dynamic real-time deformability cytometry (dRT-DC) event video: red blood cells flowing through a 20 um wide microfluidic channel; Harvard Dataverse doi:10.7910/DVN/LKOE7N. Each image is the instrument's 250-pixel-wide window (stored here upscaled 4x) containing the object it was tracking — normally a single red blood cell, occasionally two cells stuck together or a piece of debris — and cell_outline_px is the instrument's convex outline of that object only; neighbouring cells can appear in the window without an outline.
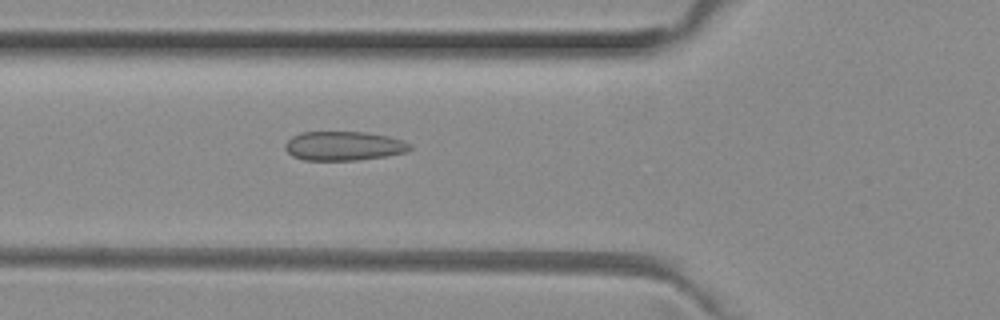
{"species": "common noctule bat (a hibernating species)", "species_latin": "Nyctalus noctula", "temperature_condition": "room temperature", "stored_images_in_passage": 23, "camera_frame_rate_fps": 3000, "um_per_image_px": 0.085, "animal": {"sex": "female", "body_mass_g": 29.2, "forearm_length_mm": 56.3}, "frame": {"image": 1, "passage_image": 4, "time_ms": 1.0, "image_size_px": [1000, 320], "cell_outline_px": [[412, 148], [404, 152], [384, 156], [356, 160], [304, 160], [292, 156], [284, 148], [284, 144], [292, 136], [300, 132], [364, 132], [388, 136], [404, 140], [412, 144]], "centroid_in_image_um": [29.2, 12.4], "position_along_channel_um": 96.6, "area_um2": 21.21}}
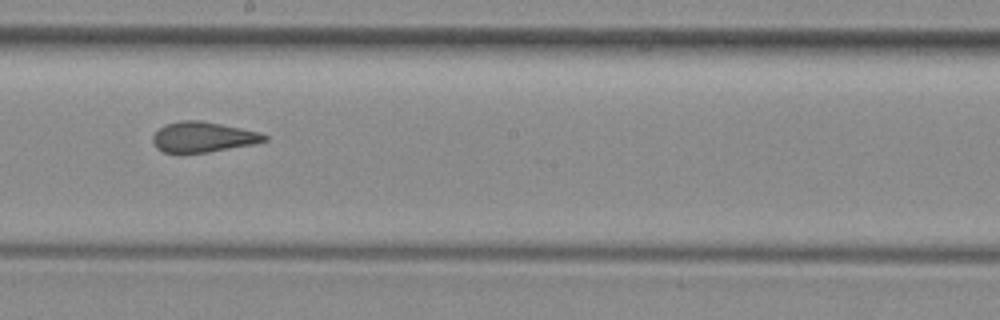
{"frame": {"image": 2, "passage_image": 14, "time_ms": 4.333, "image_size_px": [1000, 320], "cell_outline_px": [[268, 140], [252, 144], [208, 152], [164, 152], [156, 148], [152, 140], [152, 136], [164, 124], [180, 120], [200, 120], [260, 132], [268, 136]], "centroid_in_image_um": [17.24, 11.63], "position_along_channel_um": 231.0, "area_um2": 19.54}}
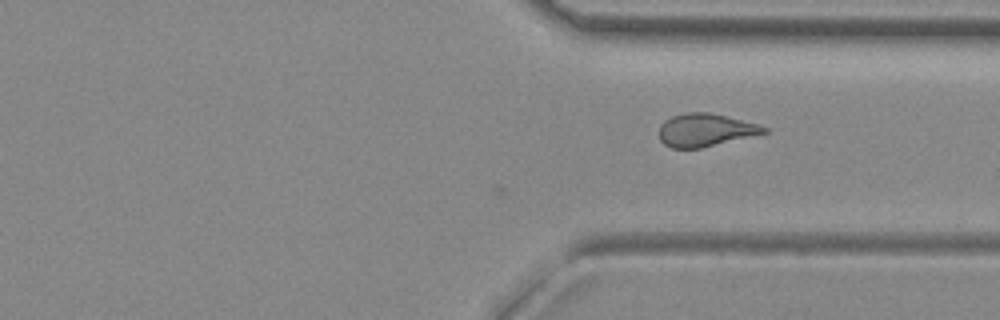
{"frame": {"image": 3, "passage_image": 23, "time_ms": 7.333, "image_size_px": [1000, 320], "cell_outline_px": [[768, 132], [700, 148], [672, 148], [664, 144], [660, 140], [660, 124], [664, 120], [672, 116], [684, 112], [708, 112], [728, 116], [760, 124], [768, 128]], "centroid_in_image_um": [59.95, 11.04], "position_along_channel_um": 351.4, "area_um2": 20.11}}